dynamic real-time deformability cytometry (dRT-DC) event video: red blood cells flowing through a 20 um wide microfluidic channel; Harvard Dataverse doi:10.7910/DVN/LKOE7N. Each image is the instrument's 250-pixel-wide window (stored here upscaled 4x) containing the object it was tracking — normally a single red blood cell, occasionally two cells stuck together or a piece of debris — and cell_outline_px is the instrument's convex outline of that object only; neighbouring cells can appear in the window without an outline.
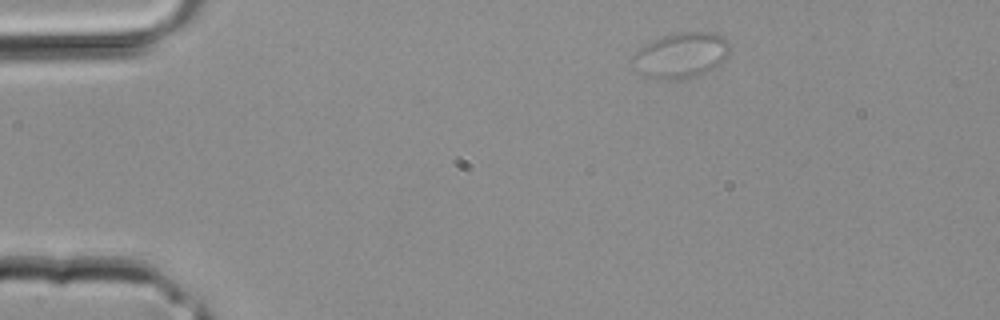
{"species": "common noctule bat (a hibernating species)", "species_latin": "Nyctalus noctula", "temperature_condition": "room temperature", "stored_images_in_passage": 2, "camera_frame_rate_fps": 3000, "um_per_image_px": 0.085, "animal": {"sex": "male", "body_mass_g": 20.4}, "frame": {"image": 1, "passage_image": 1, "time_ms": 0.0, "image_size_px": [1000, 320], "cell_outline_px": [[728, 56], [716, 68], [696, 76], [676, 80], [664, 80], [640, 76], [632, 72], [632, 56], [640, 48], [664, 36], [680, 32], [712, 32], [724, 36], [728, 40]], "centroid_in_image_um": [57.85, 4.74], "position_along_channel_um": 27.1, "area_um2": 26.13}}